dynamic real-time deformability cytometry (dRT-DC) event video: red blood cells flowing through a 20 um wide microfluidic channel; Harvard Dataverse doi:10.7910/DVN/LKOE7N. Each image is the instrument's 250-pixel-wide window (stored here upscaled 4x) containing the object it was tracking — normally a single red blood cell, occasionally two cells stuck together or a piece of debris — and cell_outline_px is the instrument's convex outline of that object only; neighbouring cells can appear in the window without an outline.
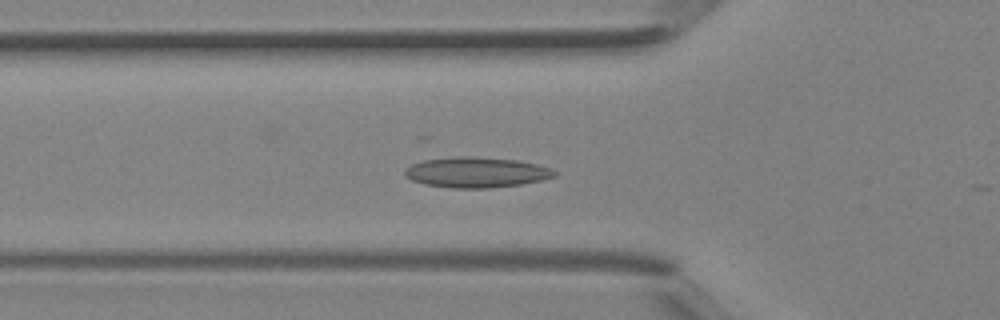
{"species": "Egyptian fruit bat (a non-hibernating species)", "species_latin": "Rousettus aegyptiacus", "temperature_condition": "room temperature", "stored_images_in_passage": 30, "camera_frame_rate_fps": 3000, "um_per_image_px": 0.085, "animal": {"sex": "female"}, "frame": {"image": 1, "passage_image": 7, "time_ms": 2.0, "image_size_px": [1000, 320], "cell_outline_px": [[556, 176], [540, 180], [520, 184], [488, 188], [452, 188], [424, 184], [412, 180], [404, 176], [404, 172], [412, 164], [424, 160], [456, 156], [476, 156], [516, 160], [536, 164], [552, 168], [556, 172]], "centroid_in_image_um": [40.48, 14.64], "position_along_channel_um": 85.3, "area_um2": 26.47}}
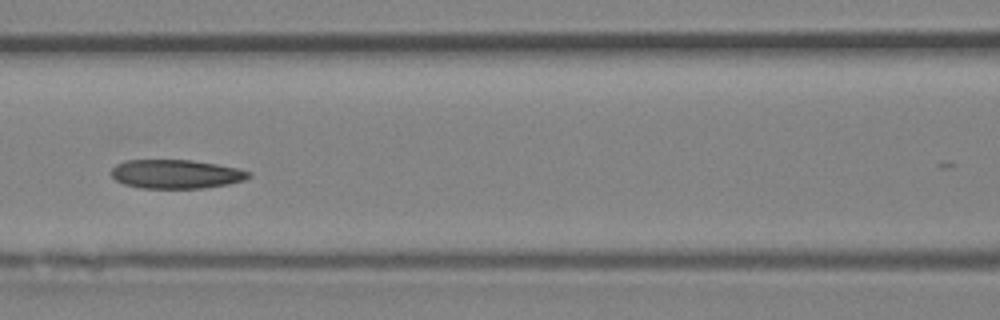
{"frame": {"image": 2, "passage_image": 11, "time_ms": 3.333, "image_size_px": [1000, 320], "cell_outline_px": [[252, 176], [244, 180], [228, 184], [204, 188], [140, 188], [124, 184], [116, 180], [112, 176], [112, 168], [116, 164], [124, 160], [192, 160], [216, 164], [236, 168], [252, 172]], "centroid_in_image_um": [14.97, 14.79], "position_along_channel_um": 151.6, "area_um2": 23.18}}
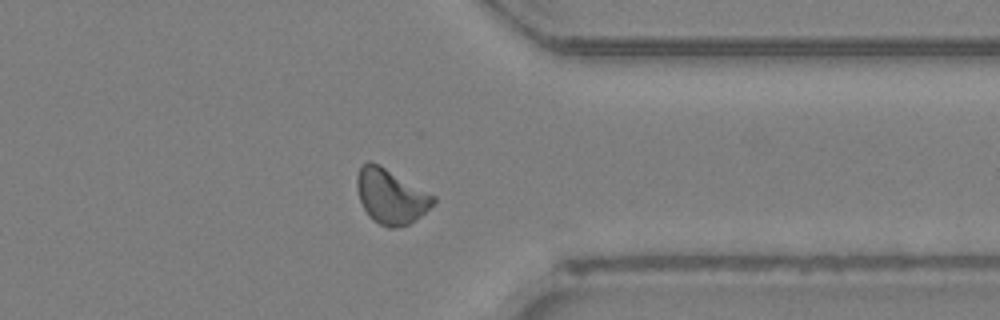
{"frame": {"image": 3, "passage_image": 25, "time_ms": 8.0, "image_size_px": [1000, 320], "cell_outline_px": [[436, 200], [420, 216], [408, 224], [392, 228], [388, 228], [380, 224], [364, 208], [360, 200], [356, 188], [356, 176], [360, 164], [368, 160], [380, 164], [436, 196]], "centroid_in_image_um": [33.2, 16.63], "position_along_channel_um": 378.2, "area_um2": 24.22}}